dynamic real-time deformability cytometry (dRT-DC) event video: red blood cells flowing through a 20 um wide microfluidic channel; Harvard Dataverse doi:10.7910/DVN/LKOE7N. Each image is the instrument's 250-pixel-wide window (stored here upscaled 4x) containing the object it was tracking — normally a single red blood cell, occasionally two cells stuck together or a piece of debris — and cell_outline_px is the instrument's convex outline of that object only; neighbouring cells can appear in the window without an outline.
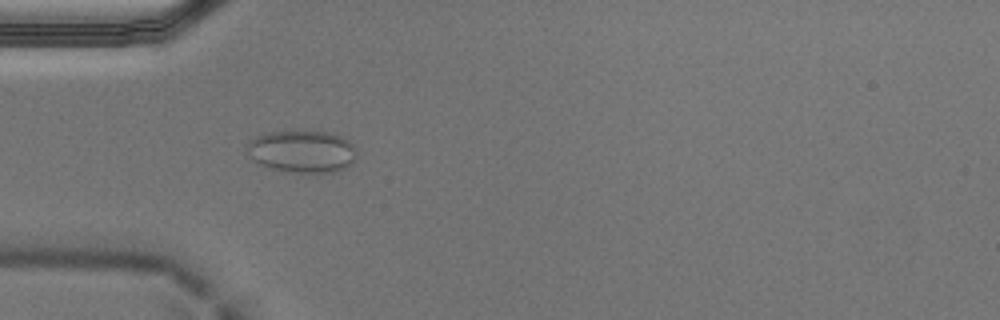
{"species": "Egyptian fruit bat (a non-hibernating species)", "species_latin": "Rousettus aegyptiacus", "temperature_condition": "cold", "stored_images_in_passage": 39, "camera_frame_rate_fps": 3000, "um_per_image_px": 0.085, "animal": {"sex": "male"}, "frame": {"image": 1, "passage_image": 1, "time_ms": 0.0, "image_size_px": [1000, 320], "cell_outline_px": [[356, 156], [352, 164], [344, 168], [332, 172], [288, 172], [272, 168], [260, 164], [248, 156], [248, 140], [256, 136], [268, 132], [292, 128], [296, 128], [328, 132], [340, 136], [348, 140], [352, 144], [356, 152]], "centroid_in_image_um": [25.66, 12.82], "position_along_channel_um": 59.3, "area_um2": 27.69}}
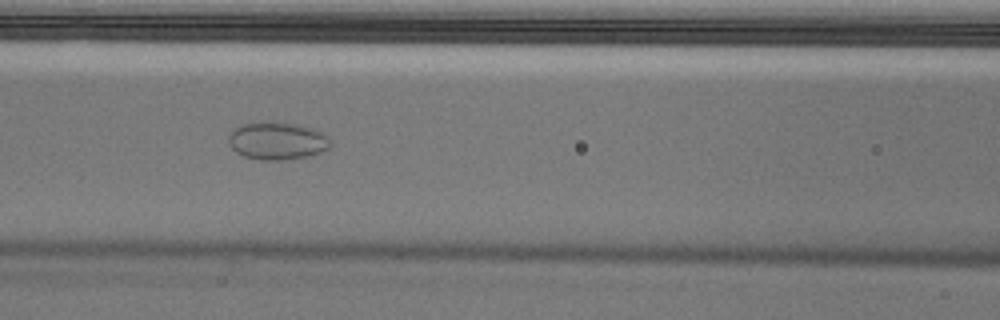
{"frame": {"image": 2, "passage_image": 8, "time_ms": 2.333, "image_size_px": [1000, 320], "cell_outline_px": [[332, 144], [328, 148], [320, 152], [308, 156], [284, 160], [260, 160], [244, 156], [236, 152], [228, 144], [228, 136], [236, 128], [244, 124], [264, 120], [296, 124], [316, 128], [328, 136], [332, 140]], "centroid_in_image_um": [23.59, 11.96], "position_along_channel_um": 143.0, "area_um2": 22.72}}
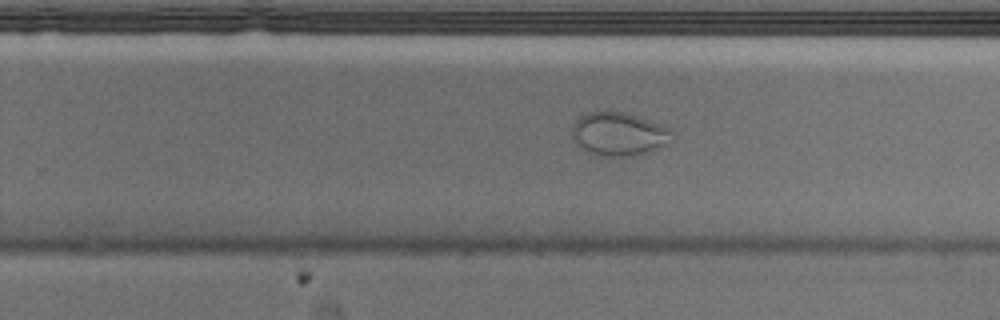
{"frame": {"image": 3, "passage_image": 19, "time_ms": 6.0, "image_size_px": [1000, 320], "cell_outline_px": [[672, 140], [648, 152], [628, 156], [608, 156], [592, 152], [584, 148], [572, 136], [572, 124], [580, 116], [588, 112], [624, 112], [672, 128]], "centroid_in_image_um": [52.62, 11.37], "position_along_channel_um": 277.2, "area_um2": 24.62}, "authors_computed_cell_mechanics": {"area_um2": 27.3394, "velocity_mm_per_s": 3.6708, "shape_relaxation_time_tau1_ms": null, "shape_relaxation_time_tau2_ms": 0.9092, "deformation_change_tau1": null, "deformation_change_tau2": 0.0299}}